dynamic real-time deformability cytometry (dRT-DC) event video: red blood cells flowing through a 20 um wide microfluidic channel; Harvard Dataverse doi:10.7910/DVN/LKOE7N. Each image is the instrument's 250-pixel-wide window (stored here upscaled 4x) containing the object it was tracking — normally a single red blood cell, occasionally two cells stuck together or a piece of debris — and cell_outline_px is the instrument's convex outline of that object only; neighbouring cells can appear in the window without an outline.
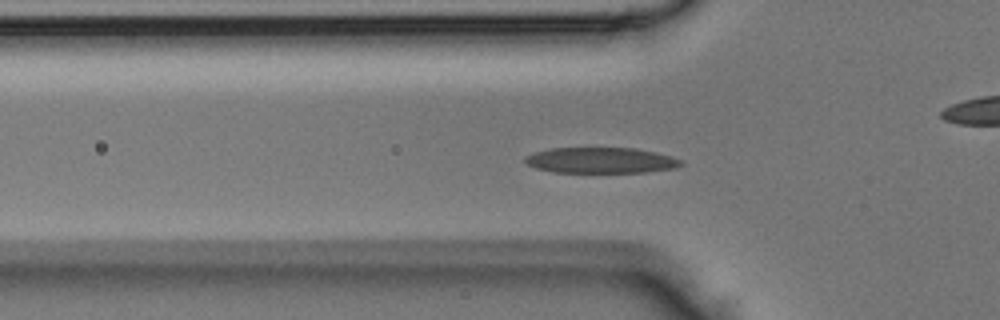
{"species": "Egyptian fruit bat (a non-hibernating species)", "species_latin": "Rousettus aegyptiacus", "temperature_condition": "room temperature", "stored_images_in_passage": 39, "camera_frame_rate_fps": 3000, "um_per_image_px": 0.085, "animal": {"sex": "male"}, "frame": {"image": 1, "passage_image": 9, "time_ms": 2.667, "image_size_px": [1000, 320], "cell_outline_px": [[684, 164], [676, 168], [644, 172], [552, 172], [536, 168], [528, 164], [524, 160], [524, 156], [536, 152], [552, 148], [636, 148], [656, 152], [672, 156], [684, 160]], "centroid_in_image_um": [51.13, 13.62], "position_along_channel_um": 74.7, "area_um2": 23.47}}
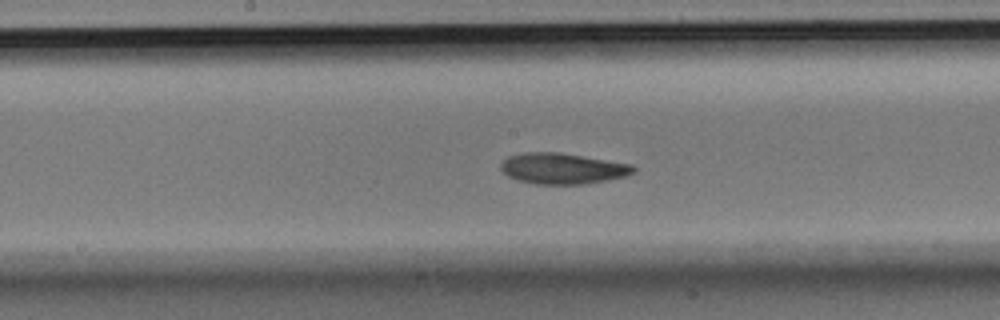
{"frame": {"image": 2, "passage_image": 17, "time_ms": 5.333, "image_size_px": [1000, 320], "cell_outline_px": [[636, 172], [624, 176], [608, 180], [584, 184], [536, 184], [520, 180], [508, 176], [500, 168], [500, 164], [508, 156], [528, 152], [560, 152], [632, 164], [636, 168]], "centroid_in_image_um": [47.84, 14.32], "position_along_channel_um": 200.4, "area_um2": 23.81}}
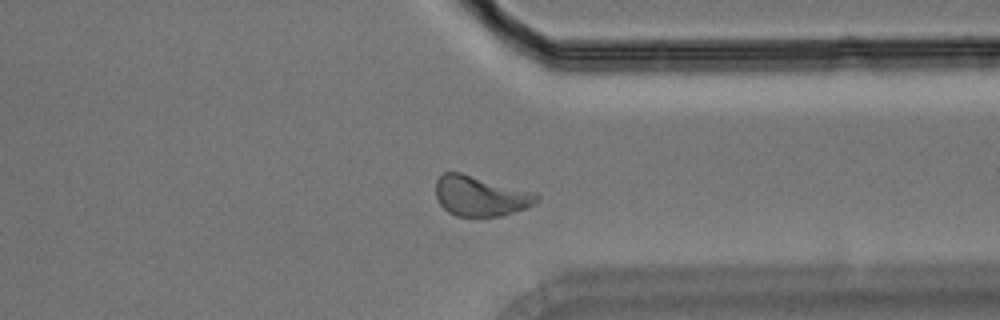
{"frame": {"image": 3, "passage_image": 28, "time_ms": 9.0, "image_size_px": [1000, 320], "cell_outline_px": [[540, 200], [524, 208], [500, 216], [456, 216], [448, 212], [440, 204], [436, 196], [436, 180], [444, 172], [460, 172], [536, 192], [540, 196]], "centroid_in_image_um": [40.84, 16.65], "position_along_channel_um": 370.6, "area_um2": 23.58}}